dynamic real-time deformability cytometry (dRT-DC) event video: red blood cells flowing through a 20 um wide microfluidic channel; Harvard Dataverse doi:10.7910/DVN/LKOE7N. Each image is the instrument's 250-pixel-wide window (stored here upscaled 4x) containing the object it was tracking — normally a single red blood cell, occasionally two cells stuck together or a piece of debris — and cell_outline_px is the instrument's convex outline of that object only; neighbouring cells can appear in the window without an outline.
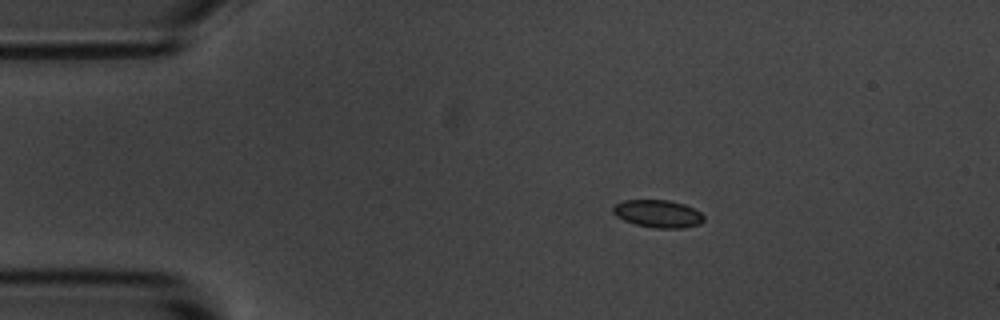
{"species": "common noctule bat (a hibernating species)", "species_latin": "Nyctalus noctula", "temperature_condition": "room temperature", "stored_images_in_passage": 4, "camera_frame_rate_fps": 3000, "um_per_image_px": 0.085, "animal": {"sex": "male", "body_mass_g": 20.1, "forearm_length_mm": 53.5}, "frame": {"image": 1, "passage_image": 2, "time_ms": 1.333, "image_size_px": [1000, 320], "cell_outline_px": [[704, 220], [700, 224], [684, 228], [656, 228], [636, 224], [624, 220], [616, 216], [612, 212], [612, 208], [616, 204], [624, 200], [668, 200], [684, 204], [696, 208], [704, 216]], "centroid_in_image_um": [55.95, 18.16], "position_along_channel_um": 29.0, "area_um2": 14.68}}